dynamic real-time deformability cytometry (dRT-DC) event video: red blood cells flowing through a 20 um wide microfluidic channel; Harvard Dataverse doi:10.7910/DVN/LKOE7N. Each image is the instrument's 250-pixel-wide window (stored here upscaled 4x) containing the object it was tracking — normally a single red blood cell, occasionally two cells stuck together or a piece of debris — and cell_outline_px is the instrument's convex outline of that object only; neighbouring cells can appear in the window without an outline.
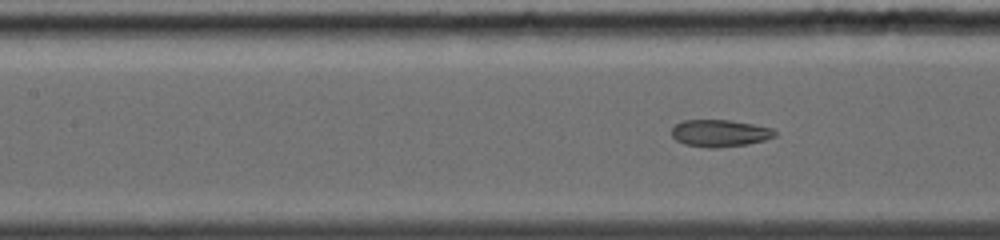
{"species": "common noctule bat (a hibernating species)", "species_latin": "Nyctalus noctula", "temperature_condition": "warm", "stored_images_in_passage": 31, "camera_frame_rate_fps": 5000, "um_per_image_px": 0.085, "animal": {"sex": "female", "body_mass_g": 19.0, "forearm_length_mm": 56.7}, "frame": {"image": 1, "passage_image": 6, "time_ms": 1.0, "image_size_px": [1000, 240], "cell_outline_px": [[776, 136], [764, 140], [748, 144], [716, 148], [712, 148], [684, 144], [676, 140], [672, 136], [672, 128], [676, 124], [684, 120], [728, 120], [752, 124], [772, 128], [776, 132]], "centroid_in_image_um": [61.18, 11.32], "position_along_channel_um": 146.2, "area_um2": 16.18}}
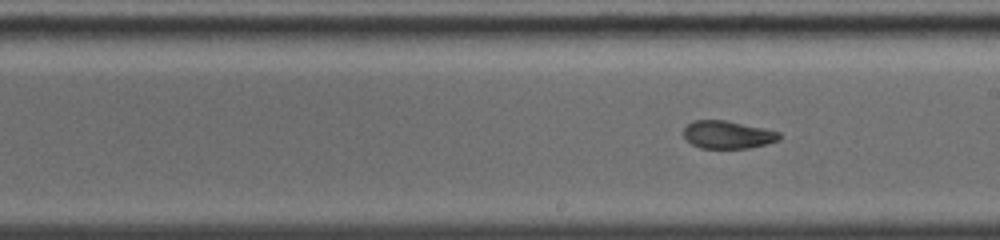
{"frame": {"image": 2, "passage_image": 15, "time_ms": 2.8, "image_size_px": [1000, 240], "cell_outline_px": [[780, 140], [748, 148], [700, 148], [692, 144], [684, 136], [684, 128], [692, 120], [724, 120], [780, 132]], "centroid_in_image_um": [61.83, 11.45], "position_along_channel_um": 227.2, "area_um2": 15.26}}
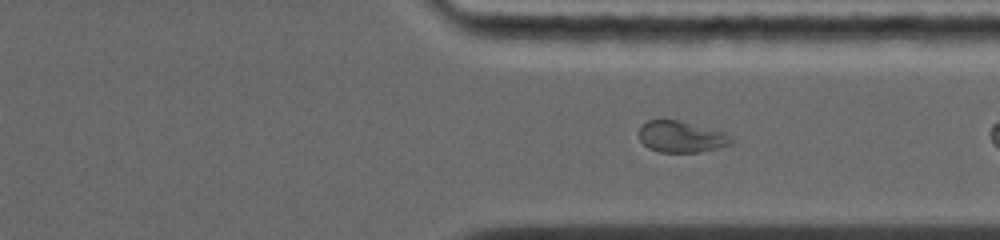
{"frame": {"image": 3, "passage_image": 29, "time_ms": 5.6, "image_size_px": [1000, 240], "cell_outline_px": [[732, 144], [716, 148], [696, 152], [660, 152], [648, 148], [640, 140], [640, 128], [648, 120], [676, 120], [724, 132], [732, 140]], "centroid_in_image_um": [57.88, 11.63], "position_along_channel_um": 353.5, "area_um2": 16.42}}